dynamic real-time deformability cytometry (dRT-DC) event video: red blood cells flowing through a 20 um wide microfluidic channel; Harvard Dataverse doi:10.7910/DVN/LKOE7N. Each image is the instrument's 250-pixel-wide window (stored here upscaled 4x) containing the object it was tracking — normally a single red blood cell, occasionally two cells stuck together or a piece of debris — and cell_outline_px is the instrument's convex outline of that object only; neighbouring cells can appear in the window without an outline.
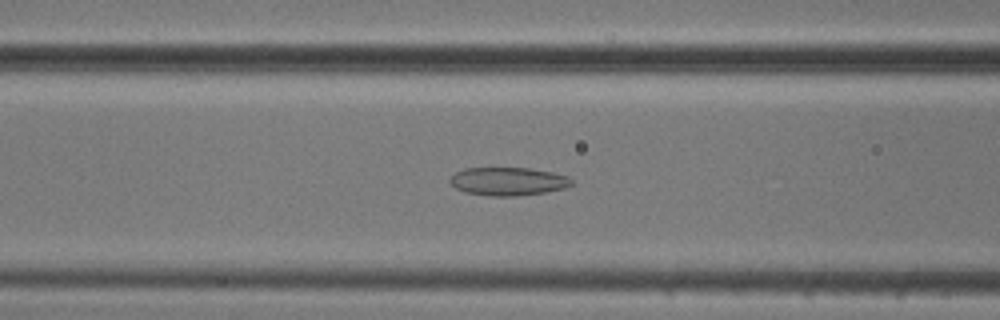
{"species": "common noctule bat (a hibernating species)", "species_latin": "Nyctalus noctula", "temperature_condition": "cold", "stored_images_in_passage": 53, "camera_frame_rate_fps": 3000, "um_per_image_px": 0.085, "animal": {"sex": "male", "body_mass_g": 20.5, "forearm_length_mm": 52.5}, "frame": {"image": 1, "passage_image": 21, "time_ms": 6.667, "image_size_px": [1000, 320], "cell_outline_px": [[572, 184], [564, 188], [544, 192], [516, 196], [488, 196], [464, 192], [456, 188], [448, 180], [456, 172], [464, 168], [528, 168], [552, 172], [568, 176], [572, 180]], "centroid_in_image_um": [43.17, 15.42], "position_along_channel_um": 123.4, "area_um2": 19.94}}
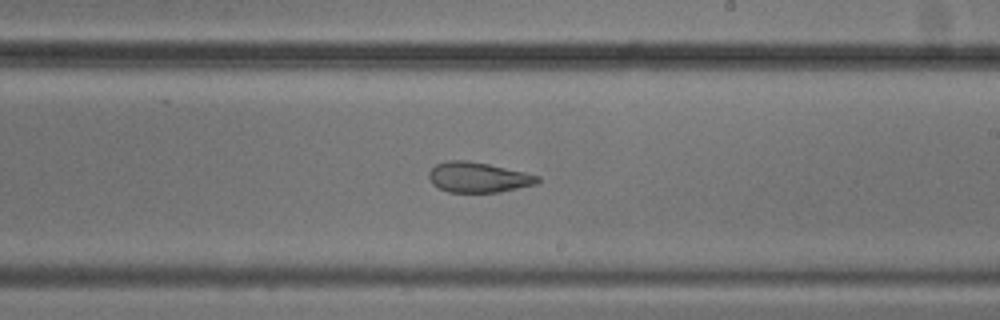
{"frame": {"image": 2, "passage_image": 31, "time_ms": 10.0, "image_size_px": [1000, 320], "cell_outline_px": [[540, 180], [536, 184], [500, 192], [448, 192], [432, 184], [428, 176], [428, 172], [436, 164], [444, 160], [468, 160], [488, 164], [524, 172], [540, 176]], "centroid_in_image_um": [40.62, 15.06], "position_along_channel_um": 248.4, "area_um2": 19.19}}
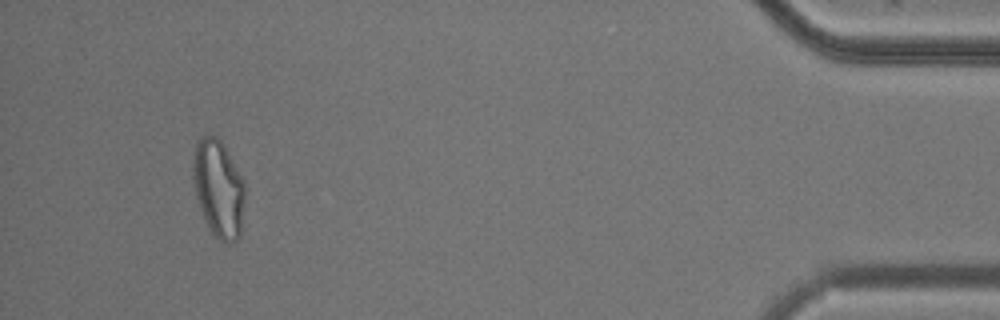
{"frame": {"image": 3, "passage_image": 50, "time_ms": 16.333, "image_size_px": [1000, 320], "cell_outline_px": [[244, 200], [240, 236], [236, 240], [228, 244], [220, 240], [212, 232], [200, 208], [196, 196], [192, 176], [192, 168], [196, 144], [200, 136], [208, 132], [216, 136], [224, 144], [244, 180]], "centroid_in_image_um": [18.57, 15.97], "position_along_channel_um": 416.6, "area_um2": 29.54}, "authors_computed_cell_mechanics": {"area_um2": 25.2586, "velocity_mm_per_s": 3.7457, "shape_relaxation_time_tau1_ms": null, "shape_relaxation_time_tau2_ms": 2.591, "deformation_change_tau1": null, "deformation_change_tau2": 0.0979}}